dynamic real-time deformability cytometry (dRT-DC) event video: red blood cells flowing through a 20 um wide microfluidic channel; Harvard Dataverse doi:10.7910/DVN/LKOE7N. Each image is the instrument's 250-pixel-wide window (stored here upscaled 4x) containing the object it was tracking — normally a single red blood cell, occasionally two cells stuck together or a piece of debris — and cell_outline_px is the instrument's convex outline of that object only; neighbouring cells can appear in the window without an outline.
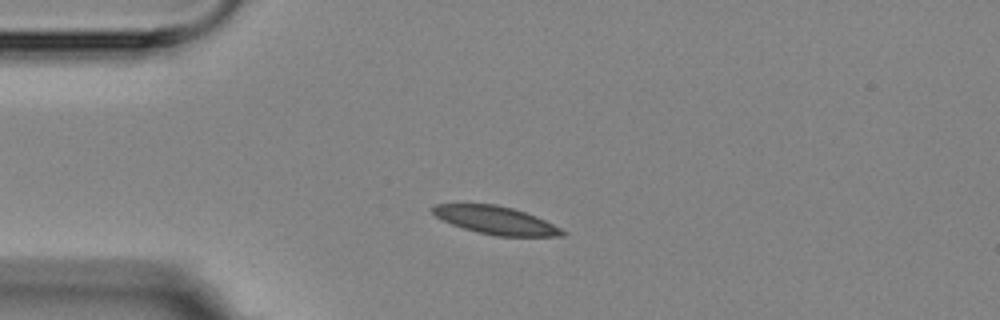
{"species": "Egyptian fruit bat (a non-hibernating species)", "species_latin": "Rousettus aegyptiacus", "temperature_condition": "room temperature", "stored_images_in_passage": 8, "camera_frame_rate_fps": 3000, "um_per_image_px": 0.085, "animal": {"sex": "female"}, "frame": {"image": 1, "passage_image": 3, "time_ms": 2.0, "image_size_px": [1000, 320], "cell_outline_px": [[568, 232], [564, 236], [496, 236], [476, 232], [452, 224], [436, 216], [428, 208], [436, 204], [496, 204], [512, 208], [536, 216]], "centroid_in_image_um": [42.13, 18.72], "position_along_channel_um": 42.9, "area_um2": 21.04}}
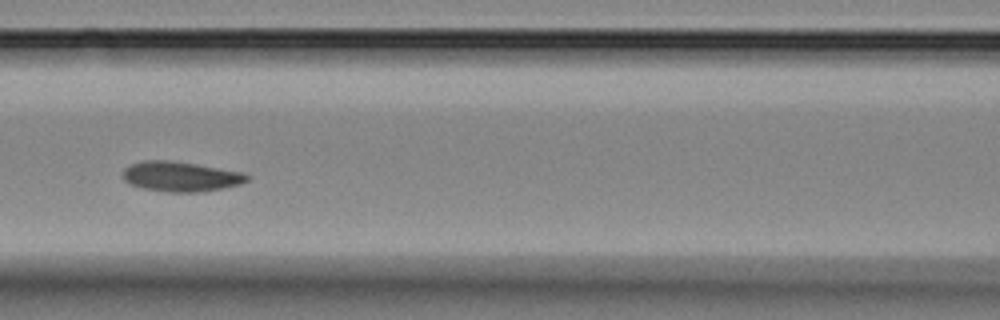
{"frame": {"image": 2, "passage_image": 6, "time_ms": 5.667, "image_size_px": [1000, 320], "cell_outline_px": [[252, 176], [248, 180], [240, 184], [224, 188], [200, 192], [168, 192], [144, 188], [128, 184], [120, 176], [124, 168], [128, 164], [144, 160], [172, 160], [244, 172]], "centroid_in_image_um": [15.33, 14.99], "position_along_channel_um": 151.3, "area_um2": 22.08}}
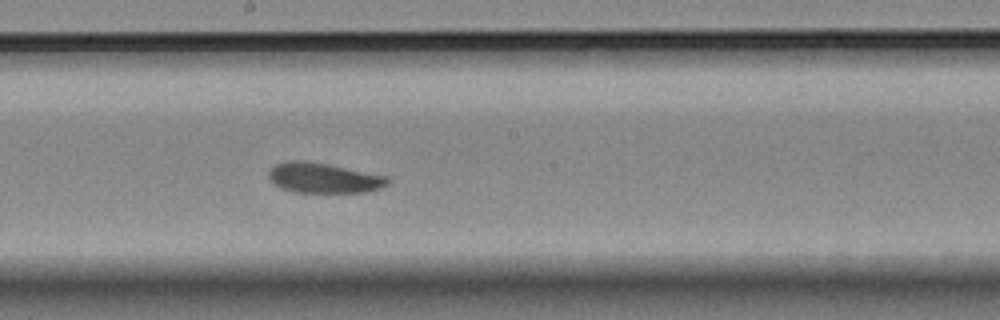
{"frame": {"image": 3, "passage_image": 8, "time_ms": 7.667, "image_size_px": [1000, 320], "cell_outline_px": [[388, 184], [380, 188], [368, 192], [292, 192], [280, 188], [268, 176], [268, 172], [276, 164], [288, 160], [304, 160], [328, 164], [388, 176]], "centroid_in_image_um": [27.51, 15.12], "position_along_channel_um": 220.7, "area_um2": 20.87}}